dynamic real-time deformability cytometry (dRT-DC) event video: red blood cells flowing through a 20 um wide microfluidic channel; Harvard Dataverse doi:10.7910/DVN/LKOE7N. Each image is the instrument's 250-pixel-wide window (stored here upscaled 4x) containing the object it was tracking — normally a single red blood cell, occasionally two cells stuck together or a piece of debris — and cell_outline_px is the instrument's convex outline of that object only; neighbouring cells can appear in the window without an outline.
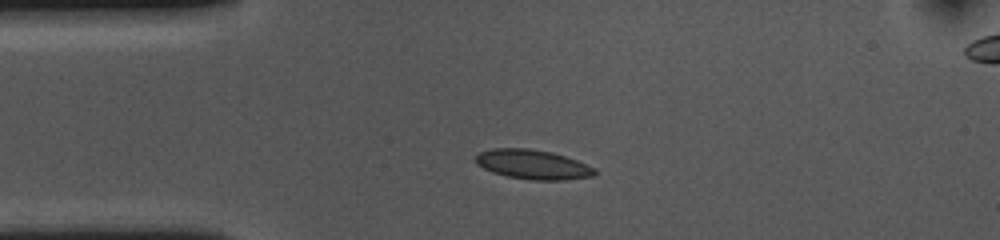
{"species": "common noctule bat (a hibernating species)", "species_latin": "Nyctalus noctula", "temperature_condition": "cold", "stored_images_in_passage": 44, "camera_frame_rate_fps": 3000, "um_per_image_px": 0.085, "animal": {"sex": "female", "body_mass_g": 10.0, "forearm_length_mm": 53.1}, "frame": {"image": 1, "passage_image": 1, "time_ms": 0.0, "image_size_px": [1000, 240], "cell_outline_px": [[596, 176], [564, 180], [532, 180], [508, 176], [492, 172], [476, 164], [476, 156], [480, 152], [492, 148], [528, 148], [552, 152], [576, 160], [596, 168]], "centroid_in_image_um": [45.31, 13.98], "position_along_channel_um": 39.7, "area_um2": 20.46}}
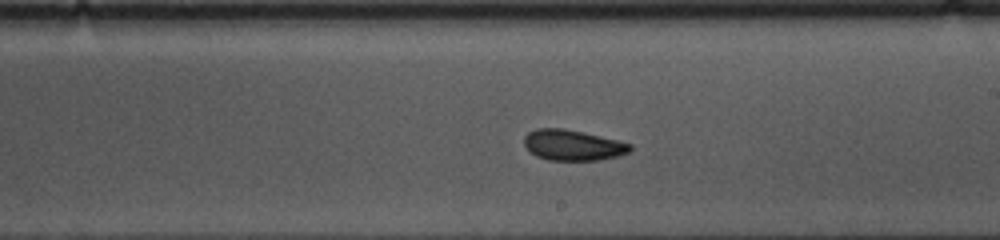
{"frame": {"image": 2, "passage_image": 19, "time_ms": 6.0, "image_size_px": [1000, 240], "cell_outline_px": [[632, 148], [628, 152], [620, 156], [600, 160], [548, 160], [536, 156], [524, 144], [524, 136], [528, 132], [536, 128], [564, 128], [584, 132], [620, 140], [632, 144]], "centroid_in_image_um": [48.72, 12.33], "position_along_channel_um": 240.3, "area_um2": 19.13}}
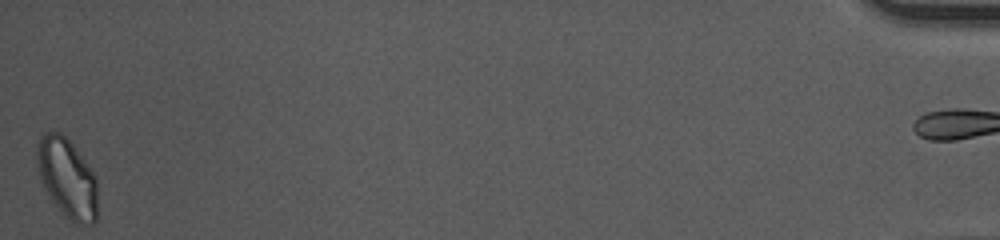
{"frame": {"image": 3, "passage_image": 43, "time_ms": 14.0, "image_size_px": [1000, 240], "cell_outline_px": [[96, 220], [92, 224], [72, 224], [64, 216], [52, 200], [40, 180], [36, 160], [36, 148], [40, 136], [44, 132], [60, 132], [72, 144], [96, 176]], "centroid_in_image_um": [5.69, 15.15], "position_along_channel_um": 429.5, "area_um2": 27.98}, "authors_computed_cell_mechanics": {"area_um2": 19.3341, "velocity_mm_per_s": 3.6364, "shape_relaxation_time_tau1_ms": 4.2069, "shape_relaxation_time_tau2_ms": 2.7297, "deformation_change_tau1": 0.1052, "deformation_change_tau2": 0.0654}}